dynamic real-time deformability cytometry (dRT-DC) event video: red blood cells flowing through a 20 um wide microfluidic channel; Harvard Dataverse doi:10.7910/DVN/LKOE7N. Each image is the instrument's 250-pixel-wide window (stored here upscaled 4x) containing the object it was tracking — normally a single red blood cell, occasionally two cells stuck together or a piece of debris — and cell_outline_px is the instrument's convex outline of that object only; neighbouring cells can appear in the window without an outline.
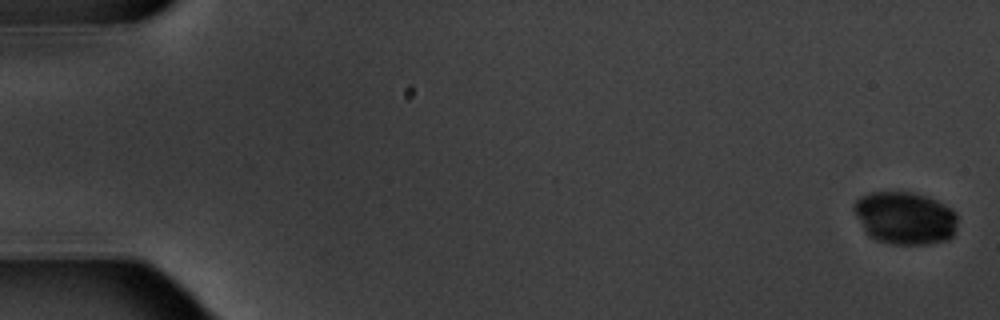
{"species": "common noctule bat (a hibernating species)", "species_latin": "Nyctalus noctula", "temperature_condition": "warm", "stored_images_in_passage": 9, "camera_frame_rate_fps": 3000, "um_per_image_px": 0.085, "animal": {"sex": "male", "body_mass_g": 20.1, "forearm_length_mm": 53.5}, "frame": {"image": 1, "passage_image": 1, "time_ms": 0.0, "image_size_px": [1000, 320], "cell_outline_px": [[956, 224], [952, 236], [948, 240], [928, 244], [892, 244], [876, 240], [868, 236], [864, 232], [852, 208], [852, 204], [860, 196], [872, 192], [912, 192], [936, 200], [952, 208], [956, 212]], "centroid_in_image_um": [76.88, 18.53], "position_along_channel_um": 8.1, "area_um2": 32.02}}